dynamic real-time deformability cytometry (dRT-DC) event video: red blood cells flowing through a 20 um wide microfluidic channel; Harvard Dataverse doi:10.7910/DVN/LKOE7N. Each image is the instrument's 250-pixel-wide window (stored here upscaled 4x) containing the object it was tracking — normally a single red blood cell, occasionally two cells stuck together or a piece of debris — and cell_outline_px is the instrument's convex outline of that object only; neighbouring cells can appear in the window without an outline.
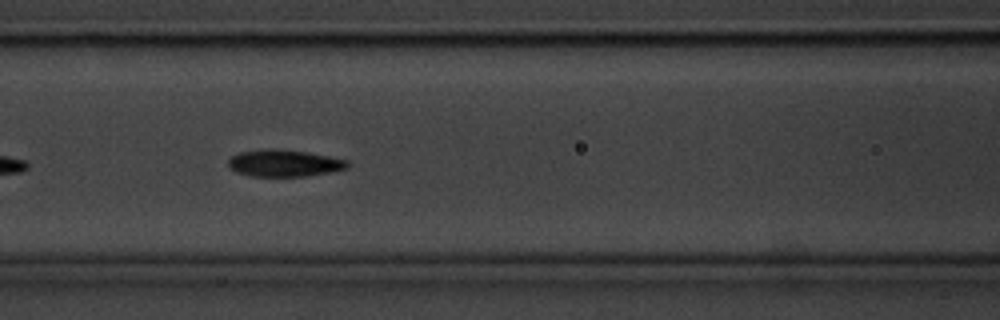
{"species": "common noctule bat (a hibernating species)", "species_latin": "Nyctalus noctula", "temperature_condition": "cold", "stored_images_in_passage": 22, "camera_frame_rate_fps": 3000, "um_per_image_px": 0.085, "animal": {"sex": "male", "body_mass_g": 20.1, "forearm_length_mm": 53.5}, "frame": {"image": 1, "passage_image": 10, "time_ms": 3.0, "image_size_px": [1000, 320], "cell_outline_px": [[348, 168], [308, 176], [252, 176], [236, 172], [228, 164], [228, 160], [232, 156], [240, 152], [272, 148], [304, 152], [328, 156], [348, 160]], "centroid_in_image_um": [24.15, 13.87], "position_along_channel_um": 142.4, "area_um2": 18.38}}